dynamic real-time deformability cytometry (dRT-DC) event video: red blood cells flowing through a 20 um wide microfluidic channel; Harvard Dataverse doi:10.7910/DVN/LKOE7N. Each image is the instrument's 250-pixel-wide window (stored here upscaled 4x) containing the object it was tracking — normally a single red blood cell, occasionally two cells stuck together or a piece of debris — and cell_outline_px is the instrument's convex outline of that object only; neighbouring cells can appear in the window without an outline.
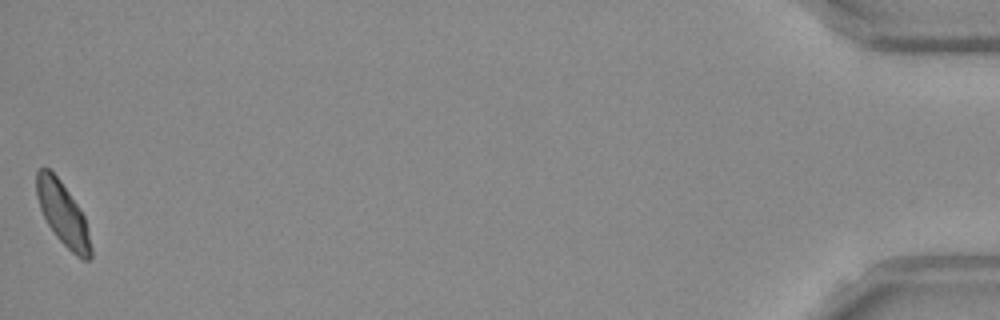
{"species": "Egyptian fruit bat (a non-hibernating species)", "species_latin": "Rousettus aegyptiacus", "temperature_condition": "room temperature", "stored_images_in_passage": 51, "camera_frame_rate_fps": 3000, "um_per_image_px": 0.085, "frame": {"image": 1, "passage_image": 51, "time_ms": 16.667, "image_size_px": [1000, 320], "cell_outline_px": [[92, 256], [88, 260], [84, 260], [76, 256], [56, 236], [48, 224], [40, 208], [36, 196], [36, 172], [40, 168], [48, 168], [60, 180], [84, 216], [92, 248]], "centroid_in_image_um": [5.33, 18.19], "position_along_channel_um": 429.9, "area_um2": 19.59}, "authors_computed_cell_mechanics": {"area_um2": 20.9236, "velocity_mm_per_s": 3.827, "shape_relaxation_time_tau1_ms": null, "shape_relaxation_time_tau2_ms": 1.259, "deformation_change_tau1": null, "deformation_change_tau2": 0.0594}}